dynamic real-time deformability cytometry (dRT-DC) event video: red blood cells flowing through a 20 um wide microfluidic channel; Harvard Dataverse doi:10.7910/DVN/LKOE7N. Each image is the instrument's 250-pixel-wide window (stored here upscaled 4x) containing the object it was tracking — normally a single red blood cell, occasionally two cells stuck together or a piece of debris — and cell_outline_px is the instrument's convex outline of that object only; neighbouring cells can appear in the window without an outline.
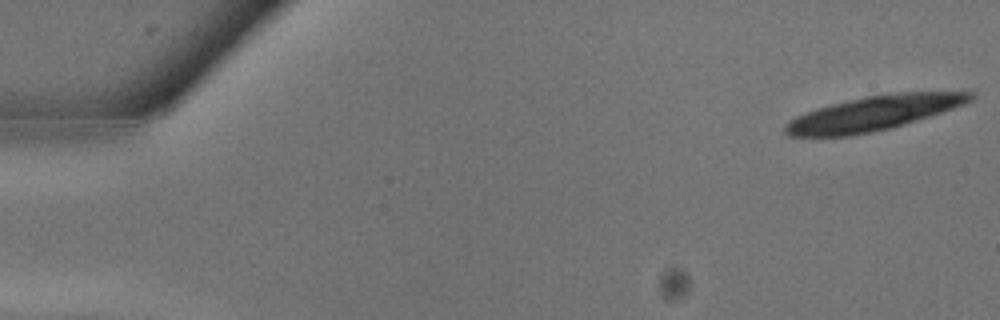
{"species": "common noctule bat (a hibernating species)", "species_latin": "Nyctalus noctula", "temperature_condition": "warm", "stored_images_in_passage": 5, "camera_frame_rate_fps": 3000, "um_per_image_px": 0.085, "animal": {"sex": "male", "body_mass_g": 13.3}, "frame": {"image": 1, "passage_image": 1, "time_ms": 0.0, "image_size_px": [1000, 320], "cell_outline_px": [[976, 96], [972, 100], [964, 104], [892, 128], [852, 136], [788, 136], [784, 132], [784, 124], [788, 120], [804, 112], [816, 108], [864, 96], [896, 92], [976, 92]], "centroid_in_image_um": [74.21, 9.62], "position_along_channel_um": 10.8, "area_um2": 37.22}}